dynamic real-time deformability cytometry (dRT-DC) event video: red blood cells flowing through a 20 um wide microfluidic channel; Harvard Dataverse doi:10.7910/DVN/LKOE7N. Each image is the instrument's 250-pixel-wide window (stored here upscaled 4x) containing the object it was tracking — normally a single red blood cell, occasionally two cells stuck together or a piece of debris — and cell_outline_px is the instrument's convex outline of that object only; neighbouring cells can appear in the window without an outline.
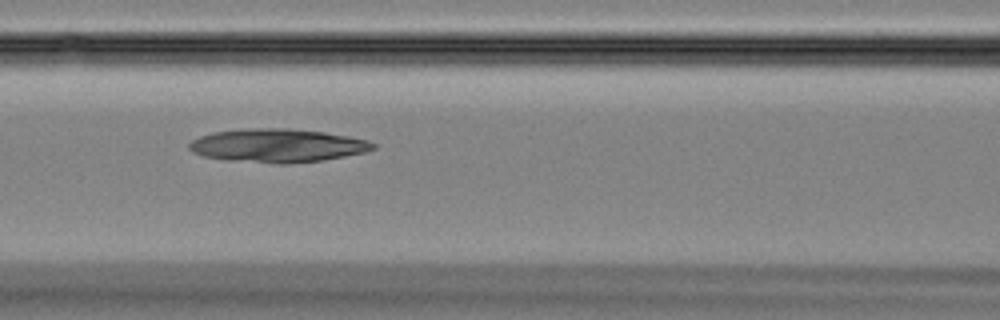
{"species": "Egyptian fruit bat (a non-hibernating species)", "species_latin": "Rousettus aegyptiacus", "temperature_condition": "room temperature", "stored_images_in_passage": 31, "camera_frame_rate_fps": 3000, "um_per_image_px": 0.085, "animal": {"sex": "female"}, "frame": {"image": 1, "passage_image": 6, "time_ms": 1.667, "image_size_px": [1000, 320], "cell_outline_px": [[376, 148], [364, 152], [344, 156], [320, 160], [288, 164], [276, 164], [228, 160], [204, 156], [192, 152], [188, 148], [188, 144], [192, 140], [200, 136], [212, 132], [248, 128], [288, 128], [324, 132], [348, 136], [368, 140], [376, 144]], "centroid_in_image_um": [23.56, 12.37], "position_along_channel_um": 143.0, "area_um2": 35.89}}
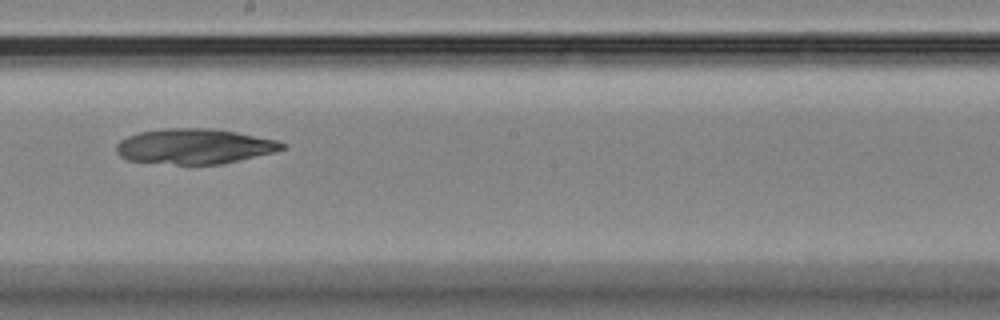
{"frame": {"image": 2, "passage_image": 12, "time_ms": 3.667, "image_size_px": [1000, 320], "cell_outline_px": [[288, 148], [276, 152], [220, 164], [176, 164], [128, 160], [120, 156], [116, 152], [116, 144], [120, 140], [128, 136], [140, 132], [164, 128], [212, 128], [236, 132], [276, 140], [288, 144]], "centroid_in_image_um": [16.56, 12.43], "position_along_channel_um": 231.6, "area_um2": 34.04}}
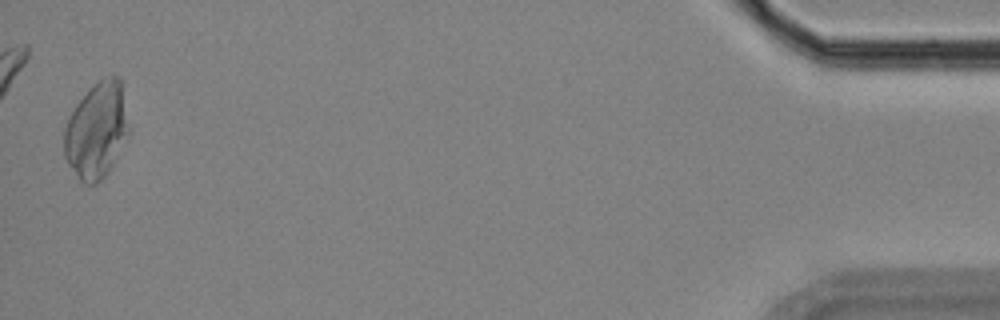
{"frame": {"image": 3, "passage_image": 31, "time_ms": 10.0, "image_size_px": [1000, 320], "cell_outline_px": [[128, 132], [116, 160], [108, 172], [96, 184], [84, 184], [80, 180], [68, 164], [64, 156], [64, 128], [68, 116], [76, 104], [88, 88], [104, 76], [112, 72], [120, 76], [124, 80], [128, 128]], "centroid_in_image_um": [8.23, 11.0], "position_along_channel_um": 427.0, "area_um2": 36.93}}